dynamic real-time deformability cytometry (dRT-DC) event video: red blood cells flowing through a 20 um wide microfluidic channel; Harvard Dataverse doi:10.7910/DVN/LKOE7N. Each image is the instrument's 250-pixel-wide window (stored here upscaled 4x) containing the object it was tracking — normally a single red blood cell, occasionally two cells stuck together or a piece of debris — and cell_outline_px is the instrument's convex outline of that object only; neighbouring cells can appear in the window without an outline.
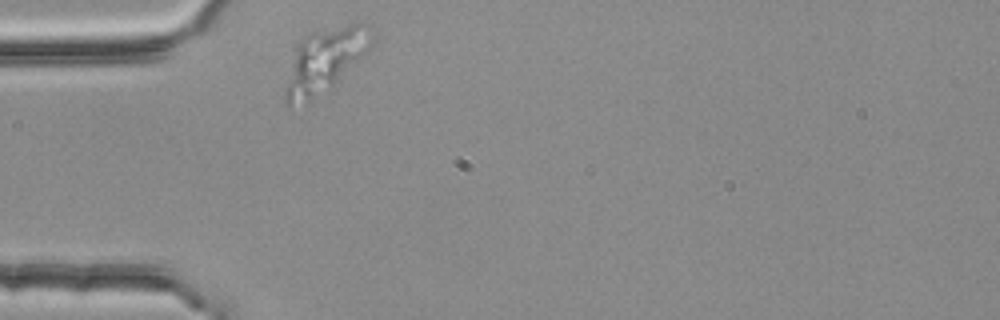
{"species": "common noctule bat (a hibernating species)", "species_latin": "Nyctalus noctula", "temperature_condition": "room temperature", "stored_images_in_passage": 44, "camera_frame_rate_fps": 3000, "um_per_image_px": 0.085, "animal": {"sex": "female", "body_mass_g": 25.1}, "frame": {"image": 1, "passage_image": 1, "time_ms": 0.0, "image_size_px": [1000, 320], "cell_outline_px": [[376, 40], [328, 92], [312, 100], [288, 108], [284, 100], [284, 92], [296, 48], [300, 40], [308, 32], [348, 24], [368, 24], [376, 36]], "centroid_in_image_um": [27.63, 5.14], "position_along_channel_um": 57.4, "area_um2": 32.31}}
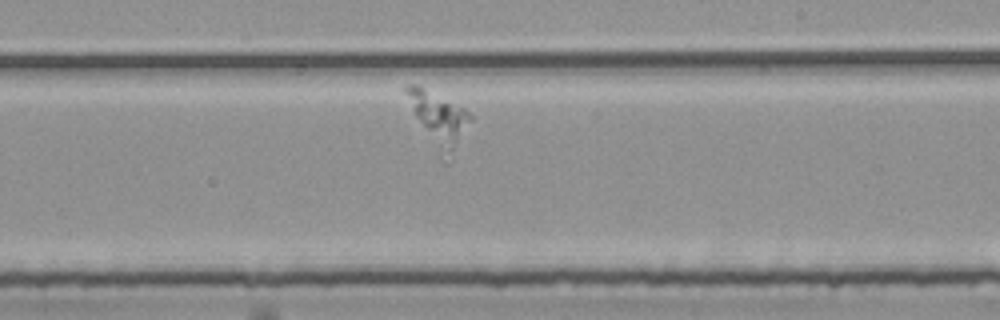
{"frame": {"image": 2, "passage_image": 19, "time_ms": 6.0, "image_size_px": [1000, 320], "cell_outline_px": [[472, 120], [448, 164], [444, 164], [440, 160], [412, 112], [404, 88], [408, 84], [416, 84], [464, 108], [472, 116]], "centroid_in_image_um": [37.29, 10.21], "position_along_channel_um": 251.7, "area_um2": 20.23}}
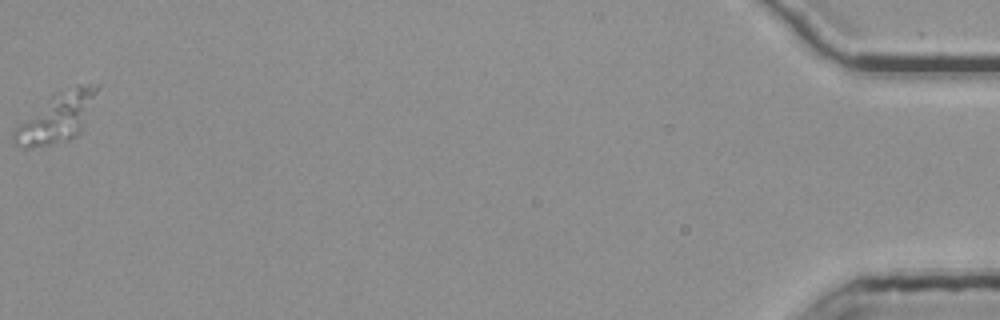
{"frame": {"image": 3, "passage_image": 44, "time_ms": 14.333, "image_size_px": [1000, 320], "cell_outline_px": [[100, 88], [80, 132], [76, 136], [68, 140], [52, 144], [32, 148], [20, 148], [12, 140], [12, 132], [24, 120], [56, 92], [76, 84], [100, 84]], "centroid_in_image_um": [4.86, 9.98], "position_along_channel_um": 430.3, "area_um2": 23.7}}